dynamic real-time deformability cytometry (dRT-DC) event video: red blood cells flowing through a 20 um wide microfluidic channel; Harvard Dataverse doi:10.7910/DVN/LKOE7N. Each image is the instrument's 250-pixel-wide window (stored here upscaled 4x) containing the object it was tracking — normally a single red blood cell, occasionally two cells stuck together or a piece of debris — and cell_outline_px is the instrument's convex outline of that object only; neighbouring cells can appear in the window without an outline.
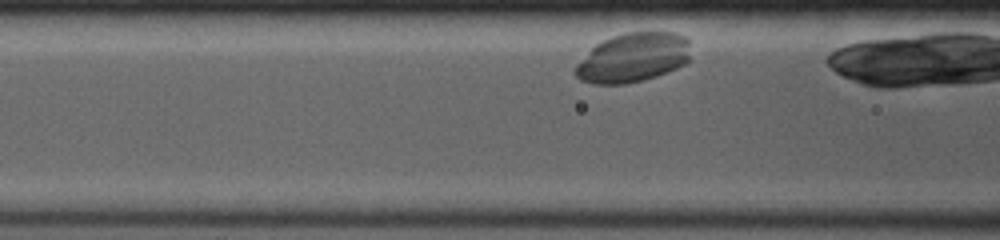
{"species": "common noctule bat (a hibernating species)", "species_latin": "Nyctalus noctula", "temperature_condition": "room temperature", "stored_images_in_passage": 9, "camera_frame_rate_fps": 4000, "um_per_image_px": 0.085, "animal": {"sex": "female", "body_mass_g": 19.0, "forearm_length_mm": 53.3}, "frame": {"image": 1, "passage_image": 6, "time_ms": 1.25, "image_size_px": [1000, 240], "cell_outline_px": [[688, 60], [684, 64], [676, 68], [656, 76], [644, 80], [624, 84], [592, 84], [580, 80], [572, 72], [576, 64], [596, 44], [612, 36], [624, 32], [676, 32], [688, 36]], "centroid_in_image_um": [53.78, 4.9], "position_along_channel_um": 112.8, "area_um2": 33.23}}